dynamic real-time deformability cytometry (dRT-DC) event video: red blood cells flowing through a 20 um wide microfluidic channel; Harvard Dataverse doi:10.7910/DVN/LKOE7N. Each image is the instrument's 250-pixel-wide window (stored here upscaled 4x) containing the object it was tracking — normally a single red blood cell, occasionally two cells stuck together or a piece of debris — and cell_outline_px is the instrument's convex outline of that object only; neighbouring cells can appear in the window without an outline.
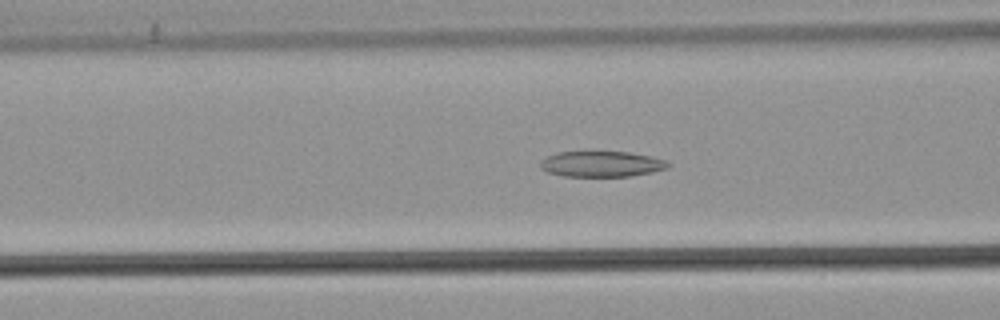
{"species": "common noctule bat (a hibernating species)", "species_latin": "Nyctalus noctula", "temperature_condition": "warm", "stored_images_in_passage": 54, "camera_frame_rate_fps": 3000, "um_per_image_px": 0.085, "animal": {"sex": "male", "body_mass_g": 21.5, "forearm_length_mm": 52.0}, "frame": {"image": 1, "passage_image": 22, "time_ms": 7.0, "image_size_px": [1000, 320], "cell_outline_px": [[672, 164], [668, 168], [652, 172], [632, 176], [564, 176], [548, 172], [540, 168], [540, 160], [556, 152], [588, 148], [628, 152], [652, 156], [664, 160]], "centroid_in_image_um": [51.09, 13.88], "position_along_channel_um": 115.5, "area_um2": 20.17}}
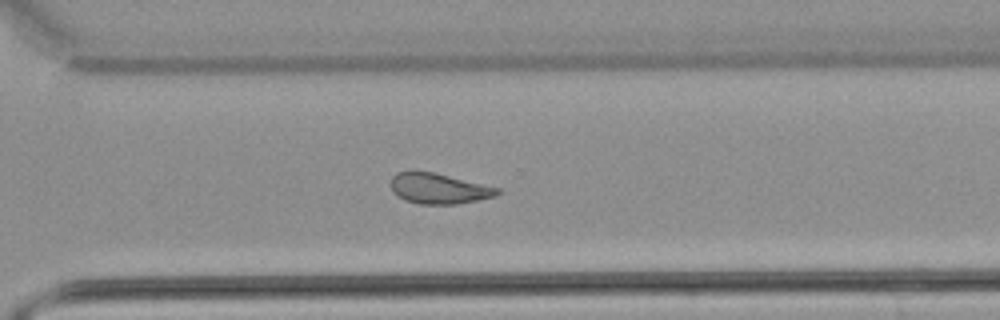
{"frame": {"image": 2, "passage_image": 39, "time_ms": 12.667, "image_size_px": [1000, 320], "cell_outline_px": [[500, 192], [496, 196], [456, 204], [420, 204], [404, 200], [396, 196], [392, 192], [392, 176], [396, 172], [432, 172], [500, 188]], "centroid_in_image_um": [37.28, 16.04], "position_along_channel_um": 333.3, "area_um2": 18.67}}
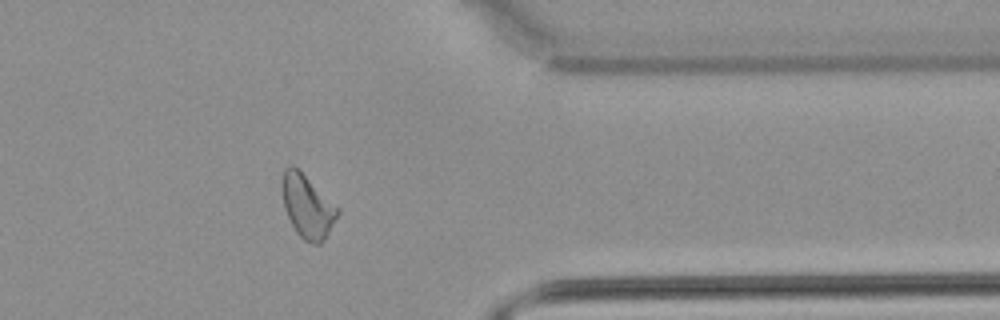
{"frame": {"image": 3, "passage_image": 44, "time_ms": 14.333, "image_size_px": [1000, 320], "cell_outline_px": [[340, 212], [324, 240], [320, 244], [316, 244], [304, 240], [296, 232], [284, 208], [284, 168], [292, 164], [340, 208]], "centroid_in_image_um": [26.17, 17.58], "position_along_channel_um": 385.2, "area_um2": 19.77}, "authors_computed_cell_mechanics": {"area_um2": 20.7791, "velocity_mm_per_s": 3.8483, "shape_relaxation_time_tau1_ms": null, "shape_relaxation_time_tau2_ms": 2.7563, "deformation_change_tau1": null, "deformation_change_tau2": 0.1061}}